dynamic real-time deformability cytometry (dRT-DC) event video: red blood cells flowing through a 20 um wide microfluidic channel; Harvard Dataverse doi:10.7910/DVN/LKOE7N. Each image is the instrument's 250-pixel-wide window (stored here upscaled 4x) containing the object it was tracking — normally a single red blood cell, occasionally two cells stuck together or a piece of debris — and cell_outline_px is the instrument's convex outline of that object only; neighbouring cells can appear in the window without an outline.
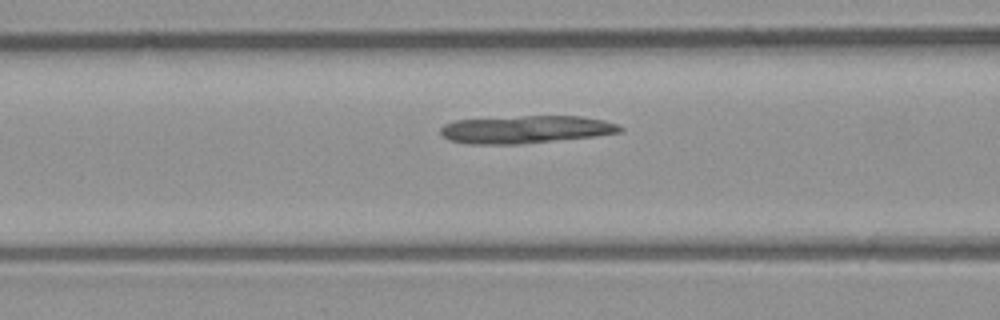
{"species": "common noctule bat (a hibernating species)", "species_latin": "Nyctalus noctula", "temperature_condition": "room temperature", "stored_images_in_passage": 48, "camera_frame_rate_fps": 3000, "um_per_image_px": 0.085, "animal": {"sex": "male", "body_mass_g": 23.1, "forearm_length_mm": 52.7}, "frame": {"image": 1, "passage_image": 17, "time_ms": 5.333, "image_size_px": [1000, 320], "cell_outline_px": [[624, 128], [620, 132], [592, 136], [520, 144], [468, 144], [448, 140], [440, 132], [440, 128], [444, 124], [456, 120], [520, 116], [580, 116], [604, 120], [620, 124]], "centroid_in_image_um": [44.68, 11.0], "position_along_channel_um": 121.9, "area_um2": 28.9}}
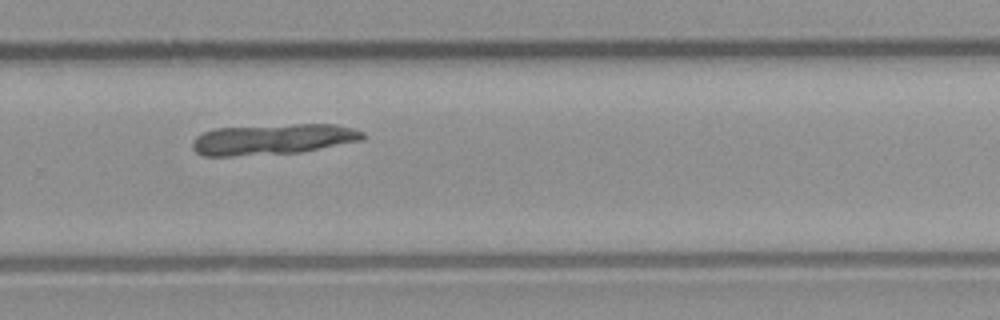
{"frame": {"image": 2, "passage_image": 31, "time_ms": 10.0, "image_size_px": [1000, 320], "cell_outline_px": [[368, 136], [364, 140], [300, 152], [232, 156], [204, 156], [196, 152], [192, 148], [192, 140], [196, 136], [212, 128], [296, 124], [336, 124], [352, 128], [364, 132]], "centroid_in_image_um": [23.21, 11.83], "position_along_channel_um": 306.6, "area_um2": 30.69}}
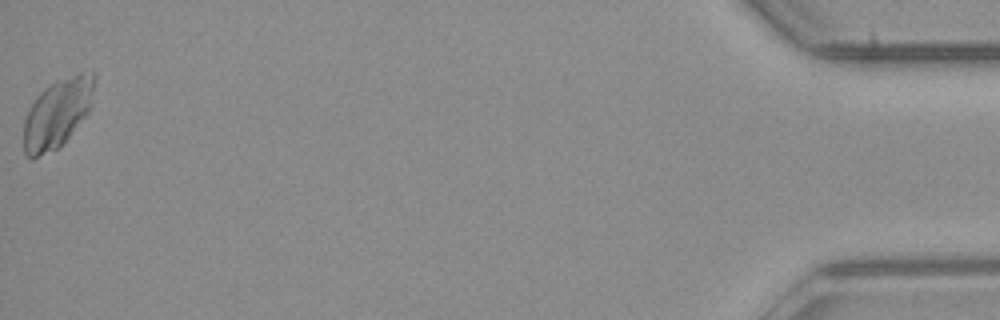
{"frame": {"image": 3, "passage_image": 48, "time_ms": 15.667, "image_size_px": [1000, 320], "cell_outline_px": [[96, 76], [88, 112], [68, 136], [56, 148], [32, 160], [24, 152], [24, 120], [36, 96], [48, 84], [56, 80], [80, 72], [96, 72]], "centroid_in_image_um": [4.86, 9.58], "position_along_channel_um": 430.3, "area_um2": 27.98}}